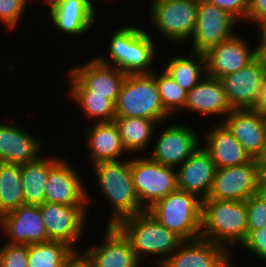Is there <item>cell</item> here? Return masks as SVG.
Segmentation results:
<instances>
[{"instance_id": "cell-1", "label": "cell", "mask_w": 266, "mask_h": 267, "mask_svg": "<svg viewBox=\"0 0 266 267\" xmlns=\"http://www.w3.org/2000/svg\"><path fill=\"white\" fill-rule=\"evenodd\" d=\"M92 166L96 183L112 206V217L107 225H116L123 218L146 211L133 184L131 160L99 162Z\"/></svg>"}, {"instance_id": "cell-2", "label": "cell", "mask_w": 266, "mask_h": 267, "mask_svg": "<svg viewBox=\"0 0 266 267\" xmlns=\"http://www.w3.org/2000/svg\"><path fill=\"white\" fill-rule=\"evenodd\" d=\"M128 239L131 249L141 262L150 255L158 258L159 266L184 241L175 232L168 230L147 211L123 218L115 225ZM159 256V257H158Z\"/></svg>"}, {"instance_id": "cell-3", "label": "cell", "mask_w": 266, "mask_h": 267, "mask_svg": "<svg viewBox=\"0 0 266 267\" xmlns=\"http://www.w3.org/2000/svg\"><path fill=\"white\" fill-rule=\"evenodd\" d=\"M114 32L108 48L110 60L96 56L101 63L116 67L126 75L151 74L155 71L151 63L154 62L155 53H158L155 52L154 39L145 29L129 25L121 26Z\"/></svg>"}, {"instance_id": "cell-4", "label": "cell", "mask_w": 266, "mask_h": 267, "mask_svg": "<svg viewBox=\"0 0 266 267\" xmlns=\"http://www.w3.org/2000/svg\"><path fill=\"white\" fill-rule=\"evenodd\" d=\"M246 237L245 201L202 200L201 238L229 250L230 246L242 244Z\"/></svg>"}, {"instance_id": "cell-5", "label": "cell", "mask_w": 266, "mask_h": 267, "mask_svg": "<svg viewBox=\"0 0 266 267\" xmlns=\"http://www.w3.org/2000/svg\"><path fill=\"white\" fill-rule=\"evenodd\" d=\"M184 241L201 237L202 199L177 189L146 210Z\"/></svg>"}, {"instance_id": "cell-6", "label": "cell", "mask_w": 266, "mask_h": 267, "mask_svg": "<svg viewBox=\"0 0 266 267\" xmlns=\"http://www.w3.org/2000/svg\"><path fill=\"white\" fill-rule=\"evenodd\" d=\"M116 117H139L158 124L171 116L163 107L152 74H129L115 103Z\"/></svg>"}, {"instance_id": "cell-7", "label": "cell", "mask_w": 266, "mask_h": 267, "mask_svg": "<svg viewBox=\"0 0 266 267\" xmlns=\"http://www.w3.org/2000/svg\"><path fill=\"white\" fill-rule=\"evenodd\" d=\"M149 5L156 33L173 43L191 39L196 28L198 0H151Z\"/></svg>"}, {"instance_id": "cell-8", "label": "cell", "mask_w": 266, "mask_h": 267, "mask_svg": "<svg viewBox=\"0 0 266 267\" xmlns=\"http://www.w3.org/2000/svg\"><path fill=\"white\" fill-rule=\"evenodd\" d=\"M131 173L136 193L145 210L178 189L176 169L162 165L148 155L131 158Z\"/></svg>"}, {"instance_id": "cell-9", "label": "cell", "mask_w": 266, "mask_h": 267, "mask_svg": "<svg viewBox=\"0 0 266 267\" xmlns=\"http://www.w3.org/2000/svg\"><path fill=\"white\" fill-rule=\"evenodd\" d=\"M262 162H250L216 170L210 193L206 199L246 201L259 192Z\"/></svg>"}, {"instance_id": "cell-10", "label": "cell", "mask_w": 266, "mask_h": 267, "mask_svg": "<svg viewBox=\"0 0 266 267\" xmlns=\"http://www.w3.org/2000/svg\"><path fill=\"white\" fill-rule=\"evenodd\" d=\"M78 173L73 165L62 157H49L45 202L69 206H88L90 195Z\"/></svg>"}, {"instance_id": "cell-11", "label": "cell", "mask_w": 266, "mask_h": 267, "mask_svg": "<svg viewBox=\"0 0 266 267\" xmlns=\"http://www.w3.org/2000/svg\"><path fill=\"white\" fill-rule=\"evenodd\" d=\"M239 21L227 11L198 0L196 28L189 42H192V51L206 53L212 47L232 37L233 27Z\"/></svg>"}, {"instance_id": "cell-12", "label": "cell", "mask_w": 266, "mask_h": 267, "mask_svg": "<svg viewBox=\"0 0 266 267\" xmlns=\"http://www.w3.org/2000/svg\"><path fill=\"white\" fill-rule=\"evenodd\" d=\"M40 210L50 241L65 243L74 251H78L76 245L85 233L87 206H69L45 202L40 205Z\"/></svg>"}, {"instance_id": "cell-13", "label": "cell", "mask_w": 266, "mask_h": 267, "mask_svg": "<svg viewBox=\"0 0 266 267\" xmlns=\"http://www.w3.org/2000/svg\"><path fill=\"white\" fill-rule=\"evenodd\" d=\"M266 78V69L257 56L242 69L221 77L226 98L232 109H253Z\"/></svg>"}, {"instance_id": "cell-14", "label": "cell", "mask_w": 266, "mask_h": 267, "mask_svg": "<svg viewBox=\"0 0 266 267\" xmlns=\"http://www.w3.org/2000/svg\"><path fill=\"white\" fill-rule=\"evenodd\" d=\"M156 138L155 147L149 156L152 160L177 169L201 146L200 135L195 129L180 124H172Z\"/></svg>"}, {"instance_id": "cell-15", "label": "cell", "mask_w": 266, "mask_h": 267, "mask_svg": "<svg viewBox=\"0 0 266 267\" xmlns=\"http://www.w3.org/2000/svg\"><path fill=\"white\" fill-rule=\"evenodd\" d=\"M0 228L6 243L11 245H32L50 241L40 206L22 205L0 217Z\"/></svg>"}, {"instance_id": "cell-16", "label": "cell", "mask_w": 266, "mask_h": 267, "mask_svg": "<svg viewBox=\"0 0 266 267\" xmlns=\"http://www.w3.org/2000/svg\"><path fill=\"white\" fill-rule=\"evenodd\" d=\"M241 143L251 159L262 161L266 156V122L264 115L253 109H233L222 120Z\"/></svg>"}, {"instance_id": "cell-17", "label": "cell", "mask_w": 266, "mask_h": 267, "mask_svg": "<svg viewBox=\"0 0 266 267\" xmlns=\"http://www.w3.org/2000/svg\"><path fill=\"white\" fill-rule=\"evenodd\" d=\"M229 251L201 237L185 240L158 267H234Z\"/></svg>"}, {"instance_id": "cell-18", "label": "cell", "mask_w": 266, "mask_h": 267, "mask_svg": "<svg viewBox=\"0 0 266 267\" xmlns=\"http://www.w3.org/2000/svg\"><path fill=\"white\" fill-rule=\"evenodd\" d=\"M240 36L236 33L205 53L206 75L220 79L242 69L257 57V46L251 49L246 39Z\"/></svg>"}, {"instance_id": "cell-19", "label": "cell", "mask_w": 266, "mask_h": 267, "mask_svg": "<svg viewBox=\"0 0 266 267\" xmlns=\"http://www.w3.org/2000/svg\"><path fill=\"white\" fill-rule=\"evenodd\" d=\"M178 168L177 188L195 194L202 200L206 199L217 170L209 152L199 146Z\"/></svg>"}, {"instance_id": "cell-20", "label": "cell", "mask_w": 266, "mask_h": 267, "mask_svg": "<svg viewBox=\"0 0 266 267\" xmlns=\"http://www.w3.org/2000/svg\"><path fill=\"white\" fill-rule=\"evenodd\" d=\"M0 161L23 165L41 157L42 141L13 122L0 120ZM3 121V122H2Z\"/></svg>"}, {"instance_id": "cell-21", "label": "cell", "mask_w": 266, "mask_h": 267, "mask_svg": "<svg viewBox=\"0 0 266 267\" xmlns=\"http://www.w3.org/2000/svg\"><path fill=\"white\" fill-rule=\"evenodd\" d=\"M102 244L85 251L94 267H140L128 239L115 225H106Z\"/></svg>"}, {"instance_id": "cell-22", "label": "cell", "mask_w": 266, "mask_h": 267, "mask_svg": "<svg viewBox=\"0 0 266 267\" xmlns=\"http://www.w3.org/2000/svg\"><path fill=\"white\" fill-rule=\"evenodd\" d=\"M69 71L93 94L108 95L116 103L126 74L120 69L105 65L97 58H91L83 65H76Z\"/></svg>"}, {"instance_id": "cell-23", "label": "cell", "mask_w": 266, "mask_h": 267, "mask_svg": "<svg viewBox=\"0 0 266 267\" xmlns=\"http://www.w3.org/2000/svg\"><path fill=\"white\" fill-rule=\"evenodd\" d=\"M190 110L201 116L225 117L233 110L228 103L224 87L218 78L205 75L201 81L187 92L183 110ZM224 115V116H223Z\"/></svg>"}, {"instance_id": "cell-24", "label": "cell", "mask_w": 266, "mask_h": 267, "mask_svg": "<svg viewBox=\"0 0 266 267\" xmlns=\"http://www.w3.org/2000/svg\"><path fill=\"white\" fill-rule=\"evenodd\" d=\"M211 126L204 135L205 145L202 146L211 155L217 169L242 165L252 160L223 122Z\"/></svg>"}, {"instance_id": "cell-25", "label": "cell", "mask_w": 266, "mask_h": 267, "mask_svg": "<svg viewBox=\"0 0 266 267\" xmlns=\"http://www.w3.org/2000/svg\"><path fill=\"white\" fill-rule=\"evenodd\" d=\"M95 5L91 0H64L49 10L53 25L68 35L87 33L96 20Z\"/></svg>"}, {"instance_id": "cell-26", "label": "cell", "mask_w": 266, "mask_h": 267, "mask_svg": "<svg viewBox=\"0 0 266 267\" xmlns=\"http://www.w3.org/2000/svg\"><path fill=\"white\" fill-rule=\"evenodd\" d=\"M84 131L87 132L85 139L93 165L99 162L120 161L119 158L127 154L114 121L94 122Z\"/></svg>"}, {"instance_id": "cell-27", "label": "cell", "mask_w": 266, "mask_h": 267, "mask_svg": "<svg viewBox=\"0 0 266 267\" xmlns=\"http://www.w3.org/2000/svg\"><path fill=\"white\" fill-rule=\"evenodd\" d=\"M69 77V96L70 99L79 105L84 111L85 117H89L94 122H112L116 117L115 103L108 98V95L93 94V91L88 90L70 71Z\"/></svg>"}, {"instance_id": "cell-28", "label": "cell", "mask_w": 266, "mask_h": 267, "mask_svg": "<svg viewBox=\"0 0 266 267\" xmlns=\"http://www.w3.org/2000/svg\"><path fill=\"white\" fill-rule=\"evenodd\" d=\"M116 124L121 137L122 145L127 153H135L146 150L149 147L153 135H155V120L139 117H115Z\"/></svg>"}, {"instance_id": "cell-29", "label": "cell", "mask_w": 266, "mask_h": 267, "mask_svg": "<svg viewBox=\"0 0 266 267\" xmlns=\"http://www.w3.org/2000/svg\"><path fill=\"white\" fill-rule=\"evenodd\" d=\"M168 61L163 70L187 92L206 75V57L204 53L192 52L189 57L175 55Z\"/></svg>"}, {"instance_id": "cell-30", "label": "cell", "mask_w": 266, "mask_h": 267, "mask_svg": "<svg viewBox=\"0 0 266 267\" xmlns=\"http://www.w3.org/2000/svg\"><path fill=\"white\" fill-rule=\"evenodd\" d=\"M48 175L49 157L43 154L39 159L21 165L24 205L40 206L45 203Z\"/></svg>"}, {"instance_id": "cell-31", "label": "cell", "mask_w": 266, "mask_h": 267, "mask_svg": "<svg viewBox=\"0 0 266 267\" xmlns=\"http://www.w3.org/2000/svg\"><path fill=\"white\" fill-rule=\"evenodd\" d=\"M24 205L21 165L2 164L0 171V217Z\"/></svg>"}, {"instance_id": "cell-32", "label": "cell", "mask_w": 266, "mask_h": 267, "mask_svg": "<svg viewBox=\"0 0 266 267\" xmlns=\"http://www.w3.org/2000/svg\"><path fill=\"white\" fill-rule=\"evenodd\" d=\"M29 267H63L74 250L65 243L48 241L27 245Z\"/></svg>"}, {"instance_id": "cell-33", "label": "cell", "mask_w": 266, "mask_h": 267, "mask_svg": "<svg viewBox=\"0 0 266 267\" xmlns=\"http://www.w3.org/2000/svg\"><path fill=\"white\" fill-rule=\"evenodd\" d=\"M151 74L155 77L164 109L172 116L177 110L184 109L187 91L180 87L164 70L161 74L156 71Z\"/></svg>"}, {"instance_id": "cell-34", "label": "cell", "mask_w": 266, "mask_h": 267, "mask_svg": "<svg viewBox=\"0 0 266 267\" xmlns=\"http://www.w3.org/2000/svg\"><path fill=\"white\" fill-rule=\"evenodd\" d=\"M247 209V235L256 229L266 227V197L260 192L245 201Z\"/></svg>"}, {"instance_id": "cell-35", "label": "cell", "mask_w": 266, "mask_h": 267, "mask_svg": "<svg viewBox=\"0 0 266 267\" xmlns=\"http://www.w3.org/2000/svg\"><path fill=\"white\" fill-rule=\"evenodd\" d=\"M28 0H0V23L11 29L20 23Z\"/></svg>"}, {"instance_id": "cell-36", "label": "cell", "mask_w": 266, "mask_h": 267, "mask_svg": "<svg viewBox=\"0 0 266 267\" xmlns=\"http://www.w3.org/2000/svg\"><path fill=\"white\" fill-rule=\"evenodd\" d=\"M0 267H29L27 245H2Z\"/></svg>"}, {"instance_id": "cell-37", "label": "cell", "mask_w": 266, "mask_h": 267, "mask_svg": "<svg viewBox=\"0 0 266 267\" xmlns=\"http://www.w3.org/2000/svg\"><path fill=\"white\" fill-rule=\"evenodd\" d=\"M239 246H243L257 258L266 261V227L251 231Z\"/></svg>"}, {"instance_id": "cell-38", "label": "cell", "mask_w": 266, "mask_h": 267, "mask_svg": "<svg viewBox=\"0 0 266 267\" xmlns=\"http://www.w3.org/2000/svg\"><path fill=\"white\" fill-rule=\"evenodd\" d=\"M230 13L239 22L246 21L249 0H204ZM240 19V20H239Z\"/></svg>"}, {"instance_id": "cell-39", "label": "cell", "mask_w": 266, "mask_h": 267, "mask_svg": "<svg viewBox=\"0 0 266 267\" xmlns=\"http://www.w3.org/2000/svg\"><path fill=\"white\" fill-rule=\"evenodd\" d=\"M266 19V0H249L246 20L259 24Z\"/></svg>"}, {"instance_id": "cell-40", "label": "cell", "mask_w": 266, "mask_h": 267, "mask_svg": "<svg viewBox=\"0 0 266 267\" xmlns=\"http://www.w3.org/2000/svg\"><path fill=\"white\" fill-rule=\"evenodd\" d=\"M74 251L65 261L63 267H94L93 262L85 252Z\"/></svg>"}, {"instance_id": "cell-41", "label": "cell", "mask_w": 266, "mask_h": 267, "mask_svg": "<svg viewBox=\"0 0 266 267\" xmlns=\"http://www.w3.org/2000/svg\"><path fill=\"white\" fill-rule=\"evenodd\" d=\"M253 110L258 111L262 115L266 114V78Z\"/></svg>"}, {"instance_id": "cell-42", "label": "cell", "mask_w": 266, "mask_h": 267, "mask_svg": "<svg viewBox=\"0 0 266 267\" xmlns=\"http://www.w3.org/2000/svg\"><path fill=\"white\" fill-rule=\"evenodd\" d=\"M257 56L261 59L266 69V40H260L257 45Z\"/></svg>"}, {"instance_id": "cell-43", "label": "cell", "mask_w": 266, "mask_h": 267, "mask_svg": "<svg viewBox=\"0 0 266 267\" xmlns=\"http://www.w3.org/2000/svg\"><path fill=\"white\" fill-rule=\"evenodd\" d=\"M259 192L266 197V168L263 166L260 170Z\"/></svg>"}, {"instance_id": "cell-44", "label": "cell", "mask_w": 266, "mask_h": 267, "mask_svg": "<svg viewBox=\"0 0 266 267\" xmlns=\"http://www.w3.org/2000/svg\"><path fill=\"white\" fill-rule=\"evenodd\" d=\"M257 26H259L260 32V40H266V19H264L262 22H260Z\"/></svg>"}, {"instance_id": "cell-45", "label": "cell", "mask_w": 266, "mask_h": 267, "mask_svg": "<svg viewBox=\"0 0 266 267\" xmlns=\"http://www.w3.org/2000/svg\"><path fill=\"white\" fill-rule=\"evenodd\" d=\"M45 1V3H48L49 5V9H53L54 7H56L57 5H59L60 3H62L64 0H42ZM47 1V2H46ZM30 2V0H28V3Z\"/></svg>"}, {"instance_id": "cell-46", "label": "cell", "mask_w": 266, "mask_h": 267, "mask_svg": "<svg viewBox=\"0 0 266 267\" xmlns=\"http://www.w3.org/2000/svg\"><path fill=\"white\" fill-rule=\"evenodd\" d=\"M261 162H262V166L264 168H266V156L264 157V159Z\"/></svg>"}]
</instances>
